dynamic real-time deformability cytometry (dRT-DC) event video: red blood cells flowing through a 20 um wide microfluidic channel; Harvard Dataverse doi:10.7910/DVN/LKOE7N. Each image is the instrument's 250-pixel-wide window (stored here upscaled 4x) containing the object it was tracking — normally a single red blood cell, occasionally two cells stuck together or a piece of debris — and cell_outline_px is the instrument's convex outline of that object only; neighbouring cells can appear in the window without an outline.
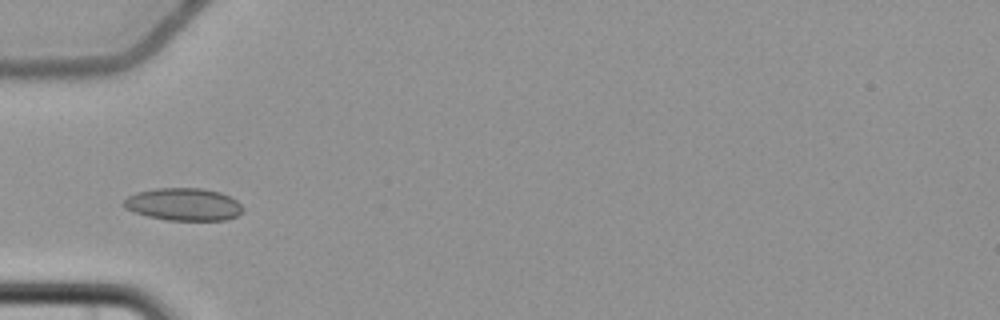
{"species": "common noctule bat (a hibernating species)", "species_latin": "Nyctalus noctula", "temperature_condition": "cold", "stored_images_in_passage": 6, "camera_frame_rate_fps": 3000, "um_per_image_px": 0.085, "animal": {"sex": "female", "body_mass_g": 22.7, "forearm_length_mm": 54.2}, "frame": {"image": 1, "passage_image": 3, "time_ms": 2.667, "image_size_px": [1000, 320], "cell_outline_px": [[244, 212], [236, 216], [224, 220], [168, 220], [148, 216], [124, 208], [120, 204], [128, 196], [136, 192], [156, 188], [204, 188], [220, 192], [236, 200], [244, 208]], "centroid_in_image_um": [15.6, 17.36], "position_along_channel_um": 69.4, "area_um2": 22.66}}
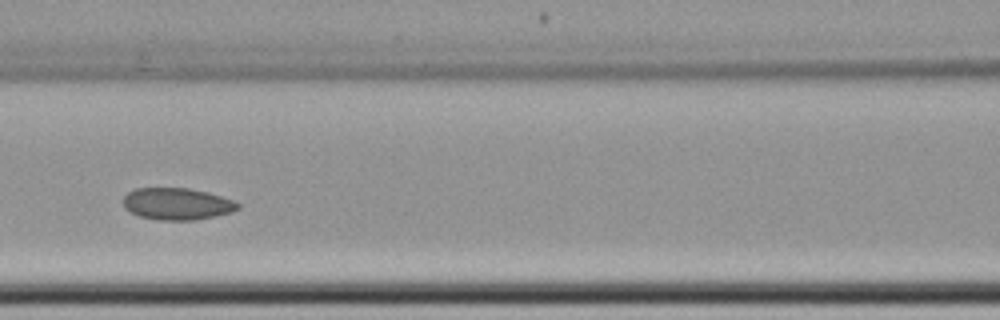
{"frame": {"image": 2, "passage_image": 5, "time_ms": 5.0, "image_size_px": [1000, 320], "cell_outline_px": [[240, 208], [232, 212], [216, 216], [196, 220], [160, 220], [140, 216], [124, 208], [124, 196], [128, 192], [136, 188], [188, 188], [208, 192], [232, 200], [240, 204]], "centroid_in_image_um": [15.07, 17.33], "position_along_channel_um": 151.5, "area_um2": 21.27}}
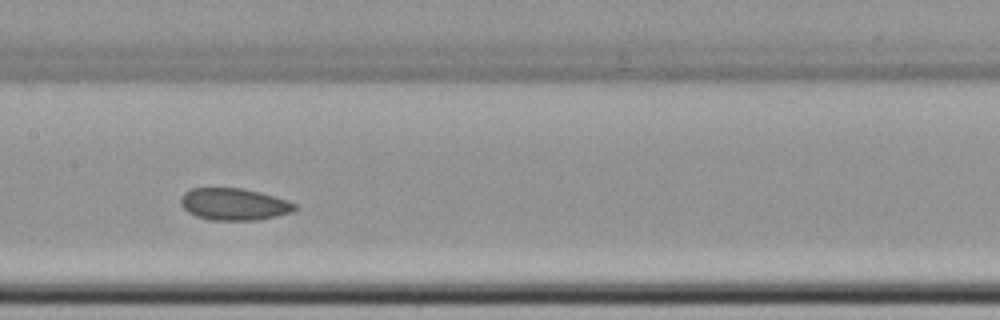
{"frame": {"image": 3, "passage_image": 6, "time_ms": 6.0, "image_size_px": [1000, 320], "cell_outline_px": [[296, 208], [292, 212], [276, 216], [256, 220], [212, 220], [196, 216], [188, 212], [180, 204], [180, 200], [184, 192], [192, 188], [240, 188], [260, 192], [288, 200], [296, 204]], "centroid_in_image_um": [19.88, 17.36], "position_along_channel_um": 187.5, "area_um2": 21.21}}